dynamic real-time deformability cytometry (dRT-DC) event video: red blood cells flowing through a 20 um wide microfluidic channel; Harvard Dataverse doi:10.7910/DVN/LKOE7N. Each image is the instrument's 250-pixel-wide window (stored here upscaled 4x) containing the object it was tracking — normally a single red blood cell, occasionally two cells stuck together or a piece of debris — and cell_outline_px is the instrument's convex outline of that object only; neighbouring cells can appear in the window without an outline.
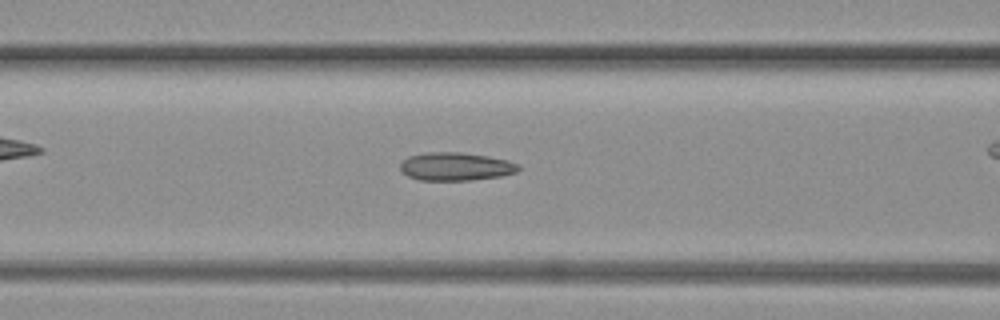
{"species": "common noctule bat (a hibernating species)", "species_latin": "Nyctalus noctula", "temperature_condition": "warm", "stored_images_in_passage": 41, "camera_frame_rate_fps": 3000, "um_per_image_px": 0.085, "animal": {"sex": "female", "body_mass_g": 19.3, "forearm_length_mm": 54.1}, "frame": {"image": 1, "passage_image": 9, "time_ms": 2.667, "image_size_px": [1000, 320], "cell_outline_px": [[520, 168], [516, 172], [500, 176], [468, 180], [420, 180], [408, 176], [400, 168], [400, 164], [408, 156], [424, 152], [460, 152], [488, 156], [508, 160], [520, 164]], "centroid_in_image_um": [38.74, 14.14], "position_along_channel_um": 127.9, "area_um2": 19.36}}
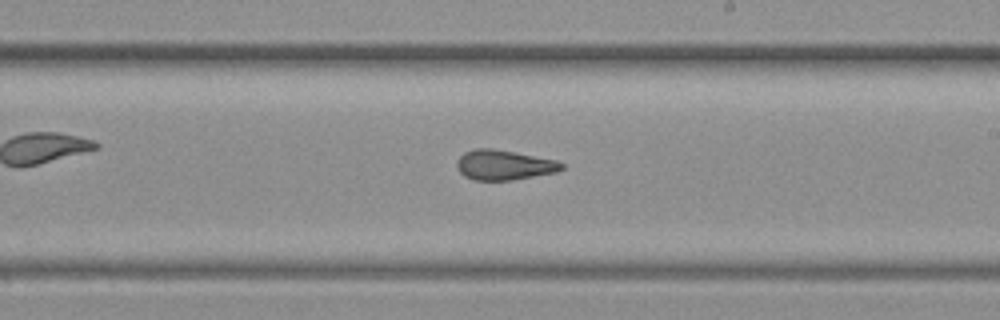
{"frame": {"image": 2, "passage_image": 23, "time_ms": 7.333, "image_size_px": [1000, 320], "cell_outline_px": [[564, 168], [556, 172], [512, 180], [472, 180], [464, 176], [456, 168], [456, 160], [464, 152], [476, 148], [492, 148], [556, 160], [564, 164]], "centroid_in_image_um": [42.8, 14.02], "position_along_channel_um": 246.2, "area_um2": 18.32}}
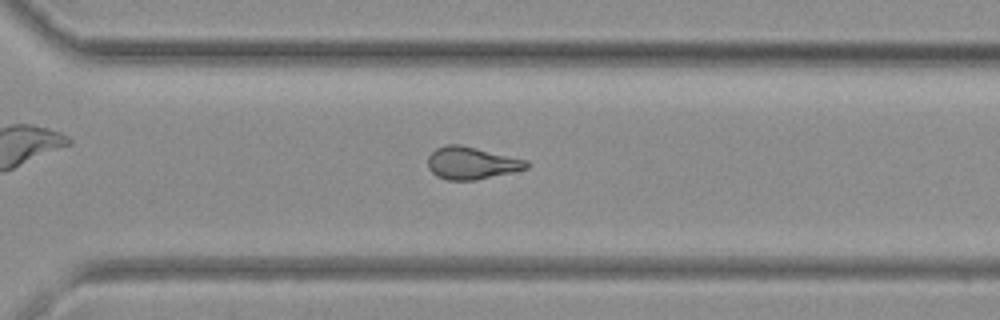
{"frame": {"image": 3, "passage_image": 33, "time_ms": 10.667, "image_size_px": [1000, 320], "cell_outline_px": [[532, 164], [528, 168], [512, 172], [476, 180], [448, 180], [436, 176], [428, 168], [428, 156], [436, 148], [448, 144], [460, 144], [528, 160]], "centroid_in_image_um": [40.1, 13.86], "position_along_channel_um": 330.5, "area_um2": 18.73}}